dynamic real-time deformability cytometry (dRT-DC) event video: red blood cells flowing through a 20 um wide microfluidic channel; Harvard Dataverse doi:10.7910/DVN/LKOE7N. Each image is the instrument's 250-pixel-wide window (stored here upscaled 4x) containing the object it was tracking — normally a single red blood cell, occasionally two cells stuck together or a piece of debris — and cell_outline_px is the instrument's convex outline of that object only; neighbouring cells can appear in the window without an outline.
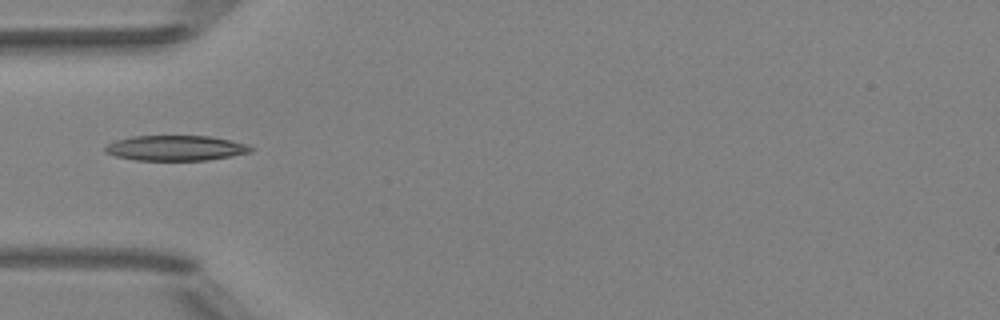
{"species": "Egyptian fruit bat (a non-hibernating species)", "species_latin": "Rousettus aegyptiacus", "temperature_condition": "room temperature", "stored_images_in_passage": 21, "camera_frame_rate_fps": 3000, "um_per_image_px": 0.085, "animal": {"sex": "female"}, "frame": {"image": 1, "passage_image": 1, "time_ms": 0.0, "image_size_px": [1000, 320], "cell_outline_px": [[252, 152], [232, 156], [208, 160], [136, 160], [116, 156], [104, 152], [104, 148], [108, 144], [116, 140], [132, 136], [208, 136], [232, 140], [248, 144], [252, 148]], "centroid_in_image_um": [14.96, 12.58], "position_along_channel_um": 70.0, "area_um2": 21.44}}
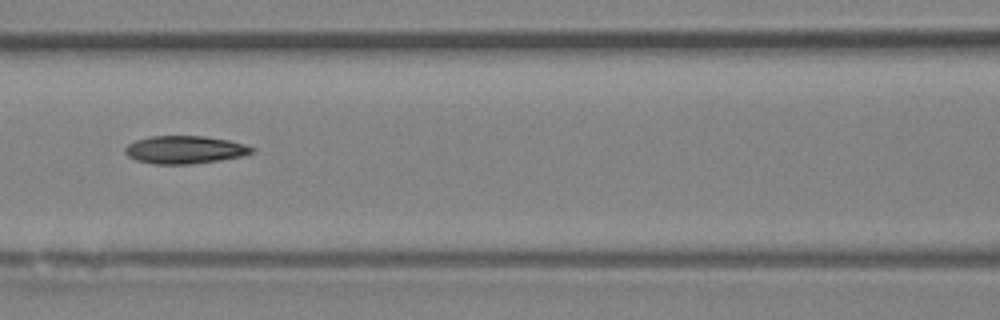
{"frame": {"image": 2, "passage_image": 7, "time_ms": 2.0, "image_size_px": [1000, 320], "cell_outline_px": [[256, 152], [244, 156], [220, 160], [192, 164], [152, 164], [136, 160], [128, 156], [124, 152], [124, 148], [128, 144], [136, 140], [148, 136], [204, 136], [228, 140], [244, 144], [256, 148]], "centroid_in_image_um": [15.73, 12.73], "position_along_channel_um": 150.9, "area_um2": 20.81}}
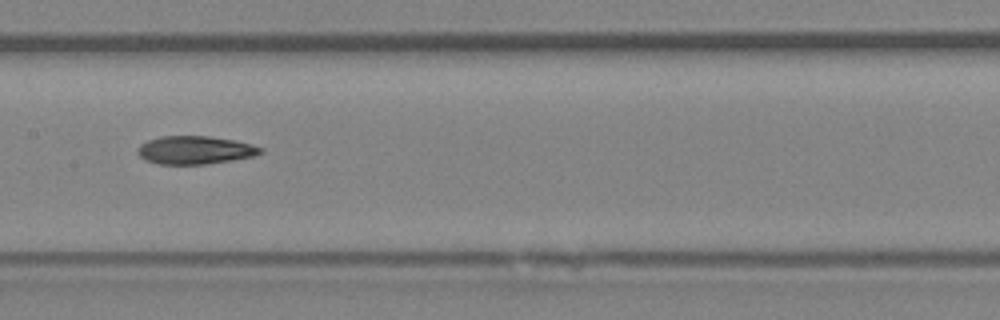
{"frame": {"image": 3, "passage_image": 10, "time_ms": 3.0, "image_size_px": [1000, 320], "cell_outline_px": [[264, 152], [256, 156], [232, 160], [204, 164], [160, 164], [144, 160], [136, 152], [136, 148], [140, 144], [148, 140], [160, 136], [208, 136], [236, 140], [252, 144], [264, 148]], "centroid_in_image_um": [16.59, 12.75], "position_along_channel_um": 190.8, "area_um2": 20.4}}